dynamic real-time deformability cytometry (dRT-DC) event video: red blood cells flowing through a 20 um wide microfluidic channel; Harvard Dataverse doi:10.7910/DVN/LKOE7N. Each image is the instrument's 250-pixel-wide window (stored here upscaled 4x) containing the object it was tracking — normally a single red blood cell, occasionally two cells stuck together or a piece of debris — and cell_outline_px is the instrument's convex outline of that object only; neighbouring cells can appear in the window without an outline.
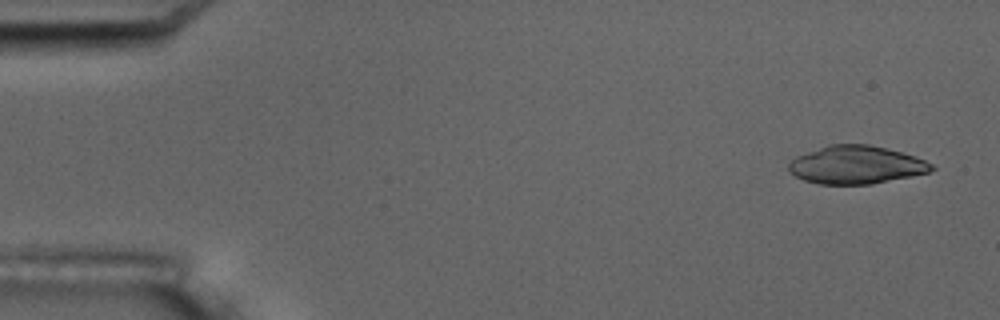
{"species": "common noctule bat (a hibernating species)", "species_latin": "Nyctalus noctula", "temperature_condition": "room temperature", "stored_images_in_passage": 5, "camera_frame_rate_fps": 3000, "um_per_image_px": 0.085, "animal": {"sex": "male", "body_mass_g": 17.5, "forearm_length_mm": 52.3}, "frame": {"image": 1, "passage_image": 1, "time_ms": 0.0, "image_size_px": [1000, 320], "cell_outline_px": [[936, 168], [928, 172], [912, 176], [872, 184], [820, 184], [804, 180], [796, 176], [788, 168], [788, 164], [796, 156], [828, 144], [868, 144], [900, 152], [924, 160], [932, 164]], "centroid_in_image_um": [72.76, 14.01], "position_along_channel_um": 12.2, "area_um2": 31.39}}